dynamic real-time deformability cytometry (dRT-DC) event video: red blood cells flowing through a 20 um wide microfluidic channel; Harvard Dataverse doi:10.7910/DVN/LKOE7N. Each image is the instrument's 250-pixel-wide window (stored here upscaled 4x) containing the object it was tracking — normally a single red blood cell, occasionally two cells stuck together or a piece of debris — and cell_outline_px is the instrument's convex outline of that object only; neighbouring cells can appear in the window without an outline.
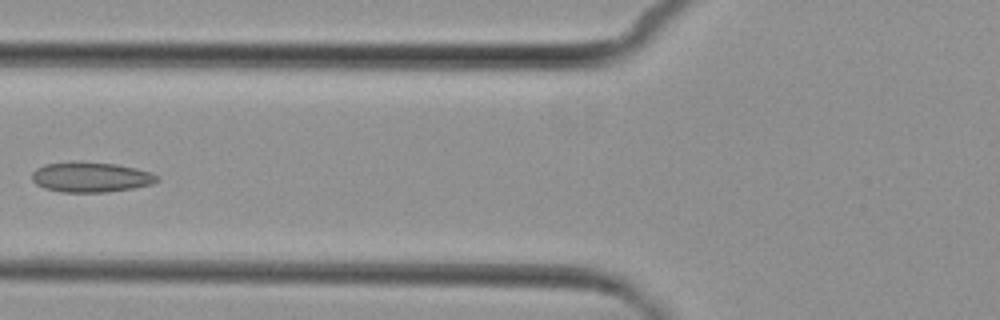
{"species": "common noctule bat (a hibernating species)", "species_latin": "Nyctalus noctula", "temperature_condition": "cold", "stored_images_in_passage": 6, "camera_frame_rate_fps": 3000, "um_per_image_px": 0.085, "animal": {"sex": "female", "body_mass_g": 29.2, "forearm_length_mm": 56.3}, "frame": {"image": 1, "passage_image": 5, "time_ms": 5.667, "image_size_px": [1000, 320], "cell_outline_px": [[160, 180], [152, 184], [132, 188], [108, 192], [60, 192], [44, 188], [36, 184], [32, 180], [32, 172], [36, 168], [44, 164], [116, 164], [136, 168], [160, 176]], "centroid_in_image_um": [7.74, 15.1], "position_along_channel_um": 118.1, "area_um2": 21.27}}
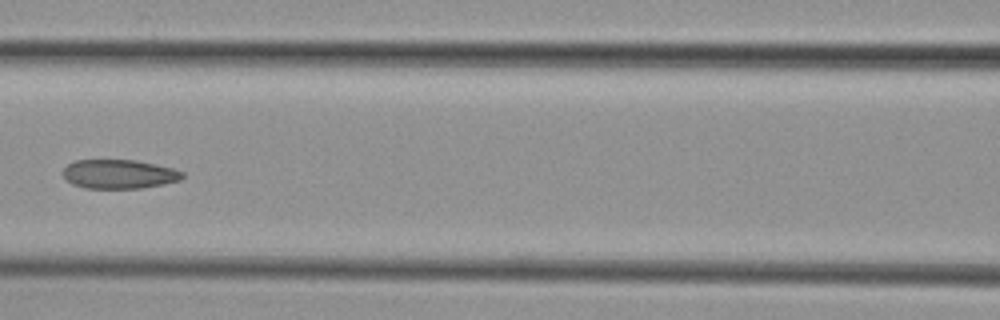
{"frame": {"image": 2, "passage_image": 6, "time_ms": 6.667, "image_size_px": [1000, 320], "cell_outline_px": [[184, 176], [180, 180], [164, 184], [140, 188], [84, 188], [72, 184], [64, 176], [64, 168], [68, 164], [76, 160], [136, 160], [156, 164], [172, 168], [184, 172]], "centroid_in_image_um": [10.14, 14.79], "position_along_channel_um": 156.5, "area_um2": 20.17}}